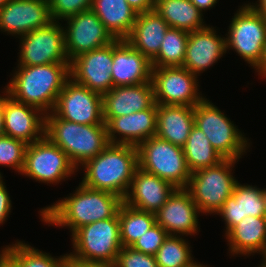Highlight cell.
<instances>
[{
    "label": "cell",
    "instance_id": "cell-1",
    "mask_svg": "<svg viewBox=\"0 0 266 267\" xmlns=\"http://www.w3.org/2000/svg\"><path fill=\"white\" fill-rule=\"evenodd\" d=\"M123 199L111 192L89 188L79 183L75 192L39 210L48 226L66 227L72 235L80 227L113 218Z\"/></svg>",
    "mask_w": 266,
    "mask_h": 267
},
{
    "label": "cell",
    "instance_id": "cell-2",
    "mask_svg": "<svg viewBox=\"0 0 266 267\" xmlns=\"http://www.w3.org/2000/svg\"><path fill=\"white\" fill-rule=\"evenodd\" d=\"M16 68L4 87L8 95L16 101L39 109L45 115L52 112L59 93L70 79V63Z\"/></svg>",
    "mask_w": 266,
    "mask_h": 267
},
{
    "label": "cell",
    "instance_id": "cell-3",
    "mask_svg": "<svg viewBox=\"0 0 266 267\" xmlns=\"http://www.w3.org/2000/svg\"><path fill=\"white\" fill-rule=\"evenodd\" d=\"M83 185L97 190L111 192L122 199L126 196L138 163L136 146L110 144L82 166Z\"/></svg>",
    "mask_w": 266,
    "mask_h": 267
},
{
    "label": "cell",
    "instance_id": "cell-4",
    "mask_svg": "<svg viewBox=\"0 0 266 267\" xmlns=\"http://www.w3.org/2000/svg\"><path fill=\"white\" fill-rule=\"evenodd\" d=\"M44 135L68 155L78 171L109 145L106 124H78L61 119L53 112L45 115Z\"/></svg>",
    "mask_w": 266,
    "mask_h": 267
},
{
    "label": "cell",
    "instance_id": "cell-5",
    "mask_svg": "<svg viewBox=\"0 0 266 267\" xmlns=\"http://www.w3.org/2000/svg\"><path fill=\"white\" fill-rule=\"evenodd\" d=\"M70 237L72 258L112 267L122 248L118 213L113 218L96 221L77 229Z\"/></svg>",
    "mask_w": 266,
    "mask_h": 267
},
{
    "label": "cell",
    "instance_id": "cell-6",
    "mask_svg": "<svg viewBox=\"0 0 266 267\" xmlns=\"http://www.w3.org/2000/svg\"><path fill=\"white\" fill-rule=\"evenodd\" d=\"M194 125L205 133L212 147L224 159H242L250 149V139L206 96L194 106Z\"/></svg>",
    "mask_w": 266,
    "mask_h": 267
},
{
    "label": "cell",
    "instance_id": "cell-7",
    "mask_svg": "<svg viewBox=\"0 0 266 267\" xmlns=\"http://www.w3.org/2000/svg\"><path fill=\"white\" fill-rule=\"evenodd\" d=\"M238 161L224 159L215 166L206 167L191 174L186 189L201 214L216 215L225 200L233 195L238 182L233 176V168Z\"/></svg>",
    "mask_w": 266,
    "mask_h": 267
},
{
    "label": "cell",
    "instance_id": "cell-8",
    "mask_svg": "<svg viewBox=\"0 0 266 267\" xmlns=\"http://www.w3.org/2000/svg\"><path fill=\"white\" fill-rule=\"evenodd\" d=\"M139 168L172 184L175 188L188 186L191 172L183 147L152 136L138 147Z\"/></svg>",
    "mask_w": 266,
    "mask_h": 267
},
{
    "label": "cell",
    "instance_id": "cell-9",
    "mask_svg": "<svg viewBox=\"0 0 266 267\" xmlns=\"http://www.w3.org/2000/svg\"><path fill=\"white\" fill-rule=\"evenodd\" d=\"M239 7L227 28L226 51L233 49L254 69L262 59L266 44V19L248 3Z\"/></svg>",
    "mask_w": 266,
    "mask_h": 267
},
{
    "label": "cell",
    "instance_id": "cell-10",
    "mask_svg": "<svg viewBox=\"0 0 266 267\" xmlns=\"http://www.w3.org/2000/svg\"><path fill=\"white\" fill-rule=\"evenodd\" d=\"M76 172L78 169L68 155L45 135L27 144L21 175L40 183L56 185L70 179Z\"/></svg>",
    "mask_w": 266,
    "mask_h": 267
},
{
    "label": "cell",
    "instance_id": "cell-11",
    "mask_svg": "<svg viewBox=\"0 0 266 267\" xmlns=\"http://www.w3.org/2000/svg\"><path fill=\"white\" fill-rule=\"evenodd\" d=\"M151 83L154 100L160 105L194 107L205 98L198 88V76L182 66L152 67Z\"/></svg>",
    "mask_w": 266,
    "mask_h": 267
},
{
    "label": "cell",
    "instance_id": "cell-12",
    "mask_svg": "<svg viewBox=\"0 0 266 267\" xmlns=\"http://www.w3.org/2000/svg\"><path fill=\"white\" fill-rule=\"evenodd\" d=\"M20 39L17 66H37L50 63H70L65 50L62 23L52 21Z\"/></svg>",
    "mask_w": 266,
    "mask_h": 267
},
{
    "label": "cell",
    "instance_id": "cell-13",
    "mask_svg": "<svg viewBox=\"0 0 266 267\" xmlns=\"http://www.w3.org/2000/svg\"><path fill=\"white\" fill-rule=\"evenodd\" d=\"M52 112L59 118L84 125L105 124L102 95L71 78L58 95Z\"/></svg>",
    "mask_w": 266,
    "mask_h": 267
},
{
    "label": "cell",
    "instance_id": "cell-14",
    "mask_svg": "<svg viewBox=\"0 0 266 267\" xmlns=\"http://www.w3.org/2000/svg\"><path fill=\"white\" fill-rule=\"evenodd\" d=\"M65 50L69 61L78 55L104 47L116 39L91 10L80 12L64 20Z\"/></svg>",
    "mask_w": 266,
    "mask_h": 267
},
{
    "label": "cell",
    "instance_id": "cell-15",
    "mask_svg": "<svg viewBox=\"0 0 266 267\" xmlns=\"http://www.w3.org/2000/svg\"><path fill=\"white\" fill-rule=\"evenodd\" d=\"M113 42L70 61V78L101 95L113 88L112 81Z\"/></svg>",
    "mask_w": 266,
    "mask_h": 267
},
{
    "label": "cell",
    "instance_id": "cell-16",
    "mask_svg": "<svg viewBox=\"0 0 266 267\" xmlns=\"http://www.w3.org/2000/svg\"><path fill=\"white\" fill-rule=\"evenodd\" d=\"M200 211L186 188H176L155 213L156 223L171 236L188 237L200 232Z\"/></svg>",
    "mask_w": 266,
    "mask_h": 267
},
{
    "label": "cell",
    "instance_id": "cell-17",
    "mask_svg": "<svg viewBox=\"0 0 266 267\" xmlns=\"http://www.w3.org/2000/svg\"><path fill=\"white\" fill-rule=\"evenodd\" d=\"M52 21L48 0H10L0 9V31L16 38Z\"/></svg>",
    "mask_w": 266,
    "mask_h": 267
},
{
    "label": "cell",
    "instance_id": "cell-18",
    "mask_svg": "<svg viewBox=\"0 0 266 267\" xmlns=\"http://www.w3.org/2000/svg\"><path fill=\"white\" fill-rule=\"evenodd\" d=\"M4 133L26 144L44 136L45 114L39 109L21 103L3 89Z\"/></svg>",
    "mask_w": 266,
    "mask_h": 267
},
{
    "label": "cell",
    "instance_id": "cell-19",
    "mask_svg": "<svg viewBox=\"0 0 266 267\" xmlns=\"http://www.w3.org/2000/svg\"><path fill=\"white\" fill-rule=\"evenodd\" d=\"M110 144H124L138 147L142 142L156 135L157 103L150 108L114 118H103ZM118 136V137H117Z\"/></svg>",
    "mask_w": 266,
    "mask_h": 267
},
{
    "label": "cell",
    "instance_id": "cell-20",
    "mask_svg": "<svg viewBox=\"0 0 266 267\" xmlns=\"http://www.w3.org/2000/svg\"><path fill=\"white\" fill-rule=\"evenodd\" d=\"M213 26L189 32L183 66L196 76L213 67L226 51V38Z\"/></svg>",
    "mask_w": 266,
    "mask_h": 267
},
{
    "label": "cell",
    "instance_id": "cell-21",
    "mask_svg": "<svg viewBox=\"0 0 266 267\" xmlns=\"http://www.w3.org/2000/svg\"><path fill=\"white\" fill-rule=\"evenodd\" d=\"M152 64L126 40L113 42V87L151 82Z\"/></svg>",
    "mask_w": 266,
    "mask_h": 267
},
{
    "label": "cell",
    "instance_id": "cell-22",
    "mask_svg": "<svg viewBox=\"0 0 266 267\" xmlns=\"http://www.w3.org/2000/svg\"><path fill=\"white\" fill-rule=\"evenodd\" d=\"M175 189L169 182L138 167L123 203L137 210L155 214Z\"/></svg>",
    "mask_w": 266,
    "mask_h": 267
},
{
    "label": "cell",
    "instance_id": "cell-23",
    "mask_svg": "<svg viewBox=\"0 0 266 267\" xmlns=\"http://www.w3.org/2000/svg\"><path fill=\"white\" fill-rule=\"evenodd\" d=\"M155 103L151 82L113 87L102 95L103 118H114L140 112Z\"/></svg>",
    "mask_w": 266,
    "mask_h": 267
},
{
    "label": "cell",
    "instance_id": "cell-24",
    "mask_svg": "<svg viewBox=\"0 0 266 267\" xmlns=\"http://www.w3.org/2000/svg\"><path fill=\"white\" fill-rule=\"evenodd\" d=\"M263 188L236 183L233 195L228 197L221 209L216 213L221 216L225 224L226 235L234 226L245 217H264Z\"/></svg>",
    "mask_w": 266,
    "mask_h": 267
},
{
    "label": "cell",
    "instance_id": "cell-25",
    "mask_svg": "<svg viewBox=\"0 0 266 267\" xmlns=\"http://www.w3.org/2000/svg\"><path fill=\"white\" fill-rule=\"evenodd\" d=\"M229 255L250 257L255 253L266 258V218L247 216L226 235Z\"/></svg>",
    "mask_w": 266,
    "mask_h": 267
},
{
    "label": "cell",
    "instance_id": "cell-26",
    "mask_svg": "<svg viewBox=\"0 0 266 267\" xmlns=\"http://www.w3.org/2000/svg\"><path fill=\"white\" fill-rule=\"evenodd\" d=\"M168 29L167 22L155 10L140 13L125 40L151 61L159 53Z\"/></svg>",
    "mask_w": 266,
    "mask_h": 267
},
{
    "label": "cell",
    "instance_id": "cell-27",
    "mask_svg": "<svg viewBox=\"0 0 266 267\" xmlns=\"http://www.w3.org/2000/svg\"><path fill=\"white\" fill-rule=\"evenodd\" d=\"M193 126L194 107L157 104V137L183 147Z\"/></svg>",
    "mask_w": 266,
    "mask_h": 267
},
{
    "label": "cell",
    "instance_id": "cell-28",
    "mask_svg": "<svg viewBox=\"0 0 266 267\" xmlns=\"http://www.w3.org/2000/svg\"><path fill=\"white\" fill-rule=\"evenodd\" d=\"M91 10L110 34L119 40L128 37L138 15L126 0H93Z\"/></svg>",
    "mask_w": 266,
    "mask_h": 267
},
{
    "label": "cell",
    "instance_id": "cell-29",
    "mask_svg": "<svg viewBox=\"0 0 266 267\" xmlns=\"http://www.w3.org/2000/svg\"><path fill=\"white\" fill-rule=\"evenodd\" d=\"M154 10L172 28L193 32L208 26L203 13L190 0H155Z\"/></svg>",
    "mask_w": 266,
    "mask_h": 267
},
{
    "label": "cell",
    "instance_id": "cell-30",
    "mask_svg": "<svg viewBox=\"0 0 266 267\" xmlns=\"http://www.w3.org/2000/svg\"><path fill=\"white\" fill-rule=\"evenodd\" d=\"M187 166L191 173L219 164L224 158L212 147L205 133L192 127L190 135L183 146Z\"/></svg>",
    "mask_w": 266,
    "mask_h": 267
},
{
    "label": "cell",
    "instance_id": "cell-31",
    "mask_svg": "<svg viewBox=\"0 0 266 267\" xmlns=\"http://www.w3.org/2000/svg\"><path fill=\"white\" fill-rule=\"evenodd\" d=\"M122 247H131L156 224L155 214L140 211L125 203L118 210Z\"/></svg>",
    "mask_w": 266,
    "mask_h": 267
},
{
    "label": "cell",
    "instance_id": "cell-32",
    "mask_svg": "<svg viewBox=\"0 0 266 267\" xmlns=\"http://www.w3.org/2000/svg\"><path fill=\"white\" fill-rule=\"evenodd\" d=\"M16 242V243H15ZM11 245H5L1 252L16 267H60L62 259L67 255L52 256L50 253L32 247L24 241L17 240Z\"/></svg>",
    "mask_w": 266,
    "mask_h": 267
},
{
    "label": "cell",
    "instance_id": "cell-33",
    "mask_svg": "<svg viewBox=\"0 0 266 267\" xmlns=\"http://www.w3.org/2000/svg\"><path fill=\"white\" fill-rule=\"evenodd\" d=\"M189 32L169 27L159 53L151 60L152 67L183 66Z\"/></svg>",
    "mask_w": 266,
    "mask_h": 267
},
{
    "label": "cell",
    "instance_id": "cell-34",
    "mask_svg": "<svg viewBox=\"0 0 266 267\" xmlns=\"http://www.w3.org/2000/svg\"><path fill=\"white\" fill-rule=\"evenodd\" d=\"M184 236H171L164 240L162 246L155 254L159 267H188L195 260L192 247ZM190 245V246H189Z\"/></svg>",
    "mask_w": 266,
    "mask_h": 267
},
{
    "label": "cell",
    "instance_id": "cell-35",
    "mask_svg": "<svg viewBox=\"0 0 266 267\" xmlns=\"http://www.w3.org/2000/svg\"><path fill=\"white\" fill-rule=\"evenodd\" d=\"M27 144L10 136H0V166L11 167L19 175L24 167Z\"/></svg>",
    "mask_w": 266,
    "mask_h": 267
},
{
    "label": "cell",
    "instance_id": "cell-36",
    "mask_svg": "<svg viewBox=\"0 0 266 267\" xmlns=\"http://www.w3.org/2000/svg\"><path fill=\"white\" fill-rule=\"evenodd\" d=\"M93 0H48L53 21H61L80 12L91 9Z\"/></svg>",
    "mask_w": 266,
    "mask_h": 267
},
{
    "label": "cell",
    "instance_id": "cell-37",
    "mask_svg": "<svg viewBox=\"0 0 266 267\" xmlns=\"http://www.w3.org/2000/svg\"><path fill=\"white\" fill-rule=\"evenodd\" d=\"M112 267H159L155 256L122 247Z\"/></svg>",
    "mask_w": 266,
    "mask_h": 267
},
{
    "label": "cell",
    "instance_id": "cell-38",
    "mask_svg": "<svg viewBox=\"0 0 266 267\" xmlns=\"http://www.w3.org/2000/svg\"><path fill=\"white\" fill-rule=\"evenodd\" d=\"M167 237L168 233L156 223L144 235H142V237L139 238L131 246V248L136 251L155 256Z\"/></svg>",
    "mask_w": 266,
    "mask_h": 267
},
{
    "label": "cell",
    "instance_id": "cell-39",
    "mask_svg": "<svg viewBox=\"0 0 266 267\" xmlns=\"http://www.w3.org/2000/svg\"><path fill=\"white\" fill-rule=\"evenodd\" d=\"M2 175L0 172V225L8 220L12 209V201Z\"/></svg>",
    "mask_w": 266,
    "mask_h": 267
},
{
    "label": "cell",
    "instance_id": "cell-40",
    "mask_svg": "<svg viewBox=\"0 0 266 267\" xmlns=\"http://www.w3.org/2000/svg\"><path fill=\"white\" fill-rule=\"evenodd\" d=\"M127 3L138 13L154 10V0H126Z\"/></svg>",
    "mask_w": 266,
    "mask_h": 267
},
{
    "label": "cell",
    "instance_id": "cell-41",
    "mask_svg": "<svg viewBox=\"0 0 266 267\" xmlns=\"http://www.w3.org/2000/svg\"><path fill=\"white\" fill-rule=\"evenodd\" d=\"M60 267H107V266L78 261L72 258L69 254H67L62 259Z\"/></svg>",
    "mask_w": 266,
    "mask_h": 267
},
{
    "label": "cell",
    "instance_id": "cell-42",
    "mask_svg": "<svg viewBox=\"0 0 266 267\" xmlns=\"http://www.w3.org/2000/svg\"><path fill=\"white\" fill-rule=\"evenodd\" d=\"M219 0H190L202 13L213 9ZM211 8V9H210Z\"/></svg>",
    "mask_w": 266,
    "mask_h": 267
},
{
    "label": "cell",
    "instance_id": "cell-43",
    "mask_svg": "<svg viewBox=\"0 0 266 267\" xmlns=\"http://www.w3.org/2000/svg\"><path fill=\"white\" fill-rule=\"evenodd\" d=\"M255 73L257 72L258 76H262L261 79L266 78V44L263 49V55L260 63L254 68Z\"/></svg>",
    "mask_w": 266,
    "mask_h": 267
},
{
    "label": "cell",
    "instance_id": "cell-44",
    "mask_svg": "<svg viewBox=\"0 0 266 267\" xmlns=\"http://www.w3.org/2000/svg\"><path fill=\"white\" fill-rule=\"evenodd\" d=\"M248 4H250L263 18L266 19V0H257L255 3L248 2Z\"/></svg>",
    "mask_w": 266,
    "mask_h": 267
},
{
    "label": "cell",
    "instance_id": "cell-45",
    "mask_svg": "<svg viewBox=\"0 0 266 267\" xmlns=\"http://www.w3.org/2000/svg\"><path fill=\"white\" fill-rule=\"evenodd\" d=\"M5 135L4 133V109H3V94H0V136Z\"/></svg>",
    "mask_w": 266,
    "mask_h": 267
},
{
    "label": "cell",
    "instance_id": "cell-46",
    "mask_svg": "<svg viewBox=\"0 0 266 267\" xmlns=\"http://www.w3.org/2000/svg\"><path fill=\"white\" fill-rule=\"evenodd\" d=\"M0 267H16V266L0 251Z\"/></svg>",
    "mask_w": 266,
    "mask_h": 267
},
{
    "label": "cell",
    "instance_id": "cell-47",
    "mask_svg": "<svg viewBox=\"0 0 266 267\" xmlns=\"http://www.w3.org/2000/svg\"><path fill=\"white\" fill-rule=\"evenodd\" d=\"M262 197L264 201V217L266 218V188H263L262 190Z\"/></svg>",
    "mask_w": 266,
    "mask_h": 267
},
{
    "label": "cell",
    "instance_id": "cell-48",
    "mask_svg": "<svg viewBox=\"0 0 266 267\" xmlns=\"http://www.w3.org/2000/svg\"><path fill=\"white\" fill-rule=\"evenodd\" d=\"M188 267H209L208 265H203L202 263L200 264V262H196L194 261L190 266Z\"/></svg>",
    "mask_w": 266,
    "mask_h": 267
},
{
    "label": "cell",
    "instance_id": "cell-49",
    "mask_svg": "<svg viewBox=\"0 0 266 267\" xmlns=\"http://www.w3.org/2000/svg\"><path fill=\"white\" fill-rule=\"evenodd\" d=\"M10 0H0V9L6 4L8 3Z\"/></svg>",
    "mask_w": 266,
    "mask_h": 267
},
{
    "label": "cell",
    "instance_id": "cell-50",
    "mask_svg": "<svg viewBox=\"0 0 266 267\" xmlns=\"http://www.w3.org/2000/svg\"><path fill=\"white\" fill-rule=\"evenodd\" d=\"M261 260H263V261H262L261 265H259L258 267H266V258H262Z\"/></svg>",
    "mask_w": 266,
    "mask_h": 267
}]
</instances>
